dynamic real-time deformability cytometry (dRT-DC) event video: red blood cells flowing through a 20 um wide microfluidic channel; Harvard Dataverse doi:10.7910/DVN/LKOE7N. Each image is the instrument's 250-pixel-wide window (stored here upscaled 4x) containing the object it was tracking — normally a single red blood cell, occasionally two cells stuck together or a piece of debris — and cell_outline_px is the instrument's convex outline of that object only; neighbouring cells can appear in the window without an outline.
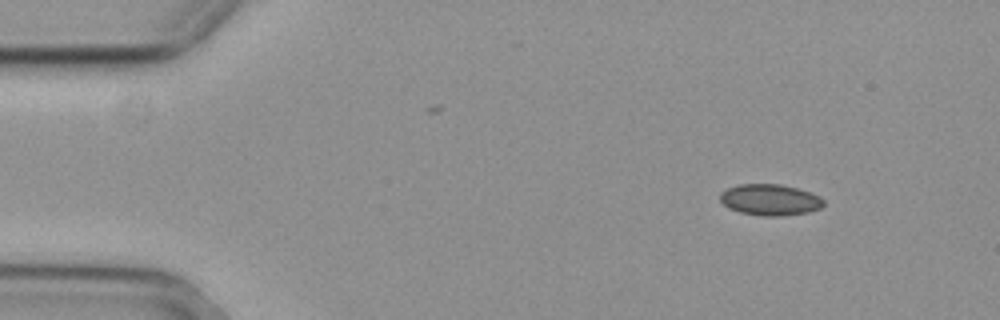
{"species": "common noctule bat (a hibernating species)", "species_latin": "Nyctalus noctula", "temperature_condition": "cold", "stored_images_in_passage": 51, "segment_of_instrument_passage": [1, 2], "camera_frame_rate_fps": 3000, "um_per_image_px": 0.085, "animal": {"sex": "female", "body_mass_g": 29.2, "forearm_length_mm": 56.3}, "frame": {"image": 1, "passage_image": 1, "time_ms": 0.0, "image_size_px": [1000, 320], "cell_outline_px": [[824, 204], [820, 208], [808, 212], [780, 216], [764, 216], [740, 212], [728, 208], [720, 200], [720, 192], [728, 188], [740, 184], [780, 184], [796, 188], [820, 196], [824, 200]], "centroid_in_image_um": [65.44, 16.98], "position_along_channel_um": 19.6, "area_um2": 18.73}}
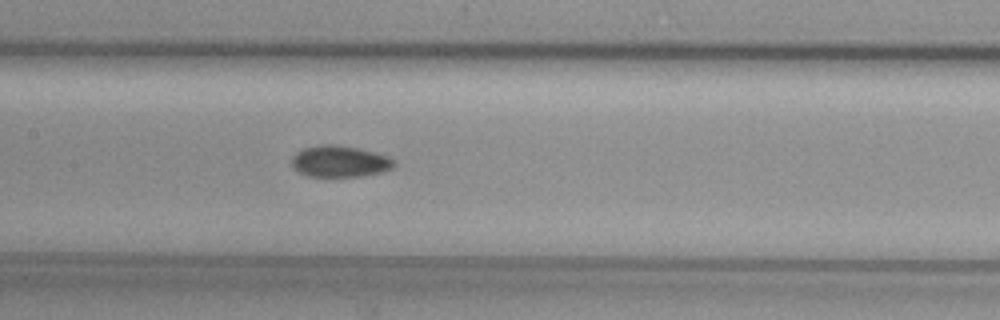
{"frame": {"image": 2, "passage_image": 21, "time_ms": 6.667, "image_size_px": [1000, 320], "cell_outline_px": [[396, 164], [392, 168], [380, 172], [360, 176], [308, 176], [292, 168], [292, 156], [300, 148], [316, 144], [340, 144], [388, 156]], "centroid_in_image_um": [28.81, 13.69], "position_along_channel_um": 178.6, "area_um2": 18.79}}
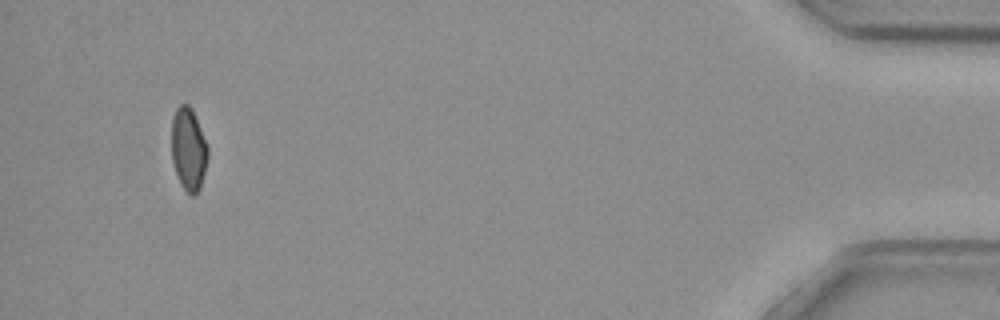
{"frame": {"image": 3, "passage_image": 47, "time_ms": 15.333, "image_size_px": [1000, 320], "cell_outline_px": [[208, 156], [200, 188], [192, 196], [180, 184], [172, 160], [172, 120], [176, 108], [180, 104], [188, 104], [192, 108], [208, 148]], "centroid_in_image_um": [16.01, 12.66], "position_along_channel_um": 419.2, "area_um2": 17.22}}